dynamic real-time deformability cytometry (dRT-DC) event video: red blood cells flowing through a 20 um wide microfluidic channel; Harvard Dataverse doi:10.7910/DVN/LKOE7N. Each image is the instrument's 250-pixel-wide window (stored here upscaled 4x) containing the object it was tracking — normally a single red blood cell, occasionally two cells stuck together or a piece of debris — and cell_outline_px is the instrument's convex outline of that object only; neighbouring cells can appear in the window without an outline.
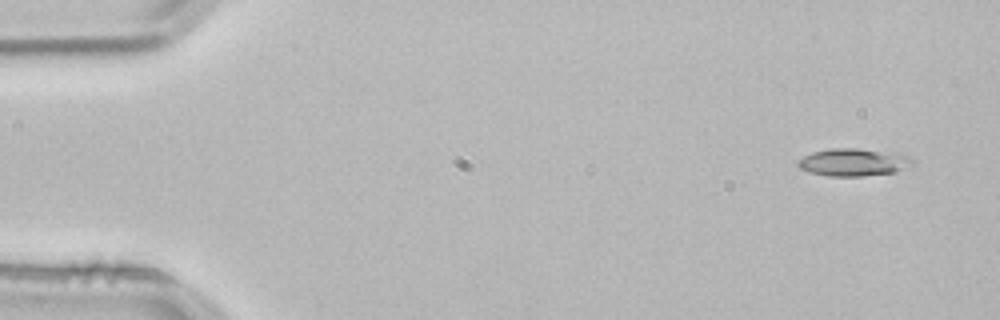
{"species": "common noctule bat (a hibernating species)", "species_latin": "Nyctalus noctula", "temperature_condition": "room temperature", "stored_images_in_passage": 4, "camera_frame_rate_fps": 3000, "um_per_image_px": 0.085, "animal": {"sex": "male", "body_mass_g": 21.5, "forearm_length_mm": 52.0}, "frame": {"image": 1, "passage_image": 1, "time_ms": 0.0, "image_size_px": [1000, 320], "cell_outline_px": [[916, 164], [896, 172], [860, 176], [828, 176], [812, 172], [800, 168], [796, 164], [804, 156], [812, 152], [832, 148], [856, 148], [908, 156], [916, 160]], "centroid_in_image_um": [72.57, 13.8], "position_along_channel_um": 12.4, "area_um2": 18.15}}
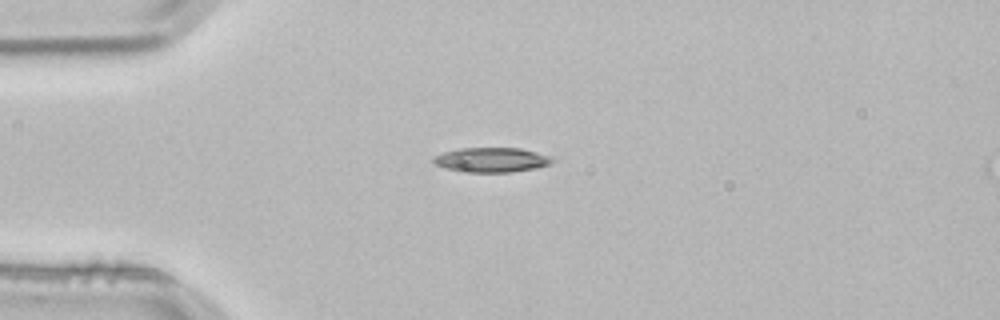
{"frame": {"image": 2, "passage_image": 3, "time_ms": 0.667, "image_size_px": [1000, 320], "cell_outline_px": [[556, 160], [552, 164], [536, 168], [512, 172], [460, 172], [444, 168], [436, 164], [432, 160], [432, 156], [444, 152], [460, 148], [520, 148], [552, 156]], "centroid_in_image_um": [41.8, 13.59], "position_along_channel_um": 43.2, "area_um2": 17.34}}